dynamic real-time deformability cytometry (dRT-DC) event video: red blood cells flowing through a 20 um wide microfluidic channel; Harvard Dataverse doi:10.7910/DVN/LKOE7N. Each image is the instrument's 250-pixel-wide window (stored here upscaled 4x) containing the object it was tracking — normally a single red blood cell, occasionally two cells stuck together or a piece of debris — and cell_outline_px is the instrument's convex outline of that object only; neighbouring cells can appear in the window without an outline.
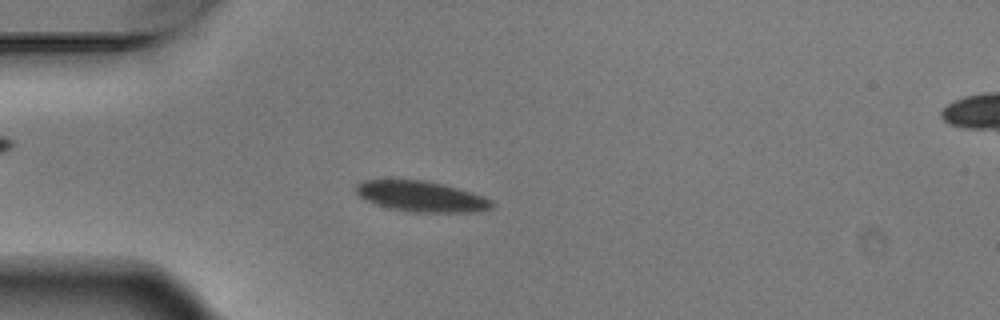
{"species": "Egyptian fruit bat (a non-hibernating species)", "species_latin": "Rousettus aegyptiacus", "temperature_condition": "warm", "stored_images_in_passage": 4, "camera_frame_rate_fps": 3000, "um_per_image_px": 0.085, "animal": {"sex": "male"}, "frame": {"image": 1, "passage_image": 4, "time_ms": 1.0, "image_size_px": [1000, 320], "cell_outline_px": [[492, 208], [472, 212], [412, 212], [388, 208], [364, 200], [356, 196], [352, 188], [356, 184], [364, 180], [424, 180], [444, 184], [472, 192], [492, 200]], "centroid_in_image_um": [35.73, 16.69], "position_along_channel_um": 49.3, "area_um2": 24.45}}